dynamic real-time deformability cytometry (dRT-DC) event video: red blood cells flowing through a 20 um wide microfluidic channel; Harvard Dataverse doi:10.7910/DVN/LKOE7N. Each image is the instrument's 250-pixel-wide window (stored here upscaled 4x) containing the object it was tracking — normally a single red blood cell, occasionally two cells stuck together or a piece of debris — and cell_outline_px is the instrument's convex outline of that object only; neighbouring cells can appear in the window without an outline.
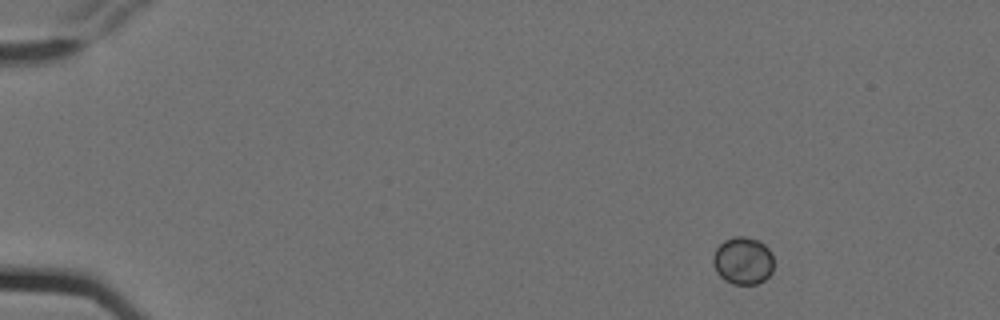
{"species": "Egyptian fruit bat (a non-hibernating species)", "species_latin": "Rousettus aegyptiacus", "temperature_condition": "cold", "stored_images_in_passage": 7, "camera_frame_rate_fps": 3000, "um_per_image_px": 0.085, "animal": {"sex": "female"}, "frame": {"image": 1, "passage_image": 1, "time_ms": 0.0, "image_size_px": [1000, 320], "cell_outline_px": [[772, 272], [764, 280], [756, 284], [732, 284], [724, 280], [716, 272], [712, 260], [712, 256], [716, 248], [724, 240], [736, 236], [744, 236], [756, 240], [764, 244], [768, 248], [772, 256]], "centroid_in_image_um": [63.12, 22.17], "position_along_channel_um": 21.9, "area_um2": 16.76}}
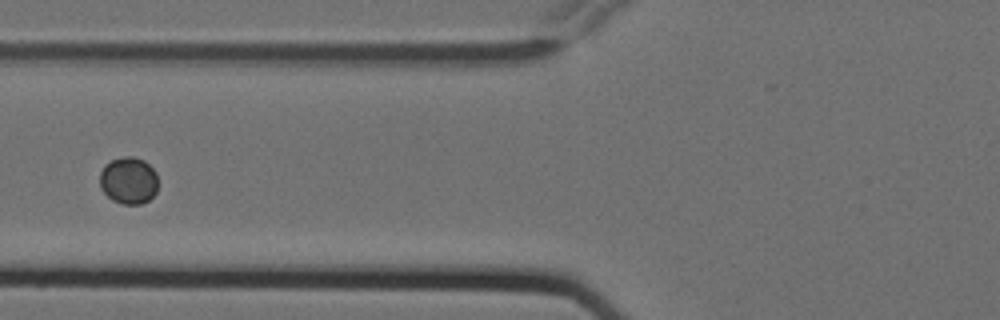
{"frame": {"image": 2, "passage_image": 6, "time_ms": 1.667, "image_size_px": [1000, 320], "cell_outline_px": [[156, 192], [148, 200], [140, 204], [124, 204], [112, 200], [100, 188], [100, 172], [104, 164], [112, 160], [124, 156], [132, 156], [144, 160], [156, 172]], "centroid_in_image_um": [10.91, 15.33], "position_along_channel_um": 114.9, "area_um2": 15.9}}
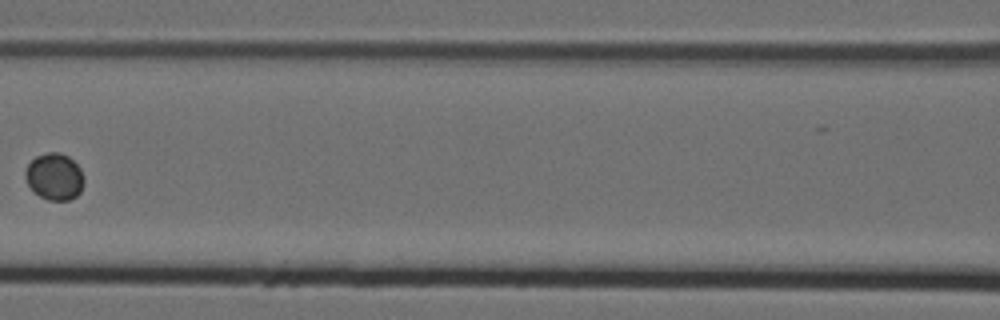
{"frame": {"image": 3, "passage_image": 7, "time_ms": 2.0, "image_size_px": [1000, 320], "cell_outline_px": [[84, 184], [80, 192], [76, 196], [68, 200], [48, 200], [40, 196], [28, 184], [24, 176], [24, 172], [28, 164], [36, 156], [48, 152], [60, 152], [68, 156], [80, 168], [84, 176]], "centroid_in_image_um": [4.64, 15.0], "position_along_channel_um": 162.0, "area_um2": 15.95}}